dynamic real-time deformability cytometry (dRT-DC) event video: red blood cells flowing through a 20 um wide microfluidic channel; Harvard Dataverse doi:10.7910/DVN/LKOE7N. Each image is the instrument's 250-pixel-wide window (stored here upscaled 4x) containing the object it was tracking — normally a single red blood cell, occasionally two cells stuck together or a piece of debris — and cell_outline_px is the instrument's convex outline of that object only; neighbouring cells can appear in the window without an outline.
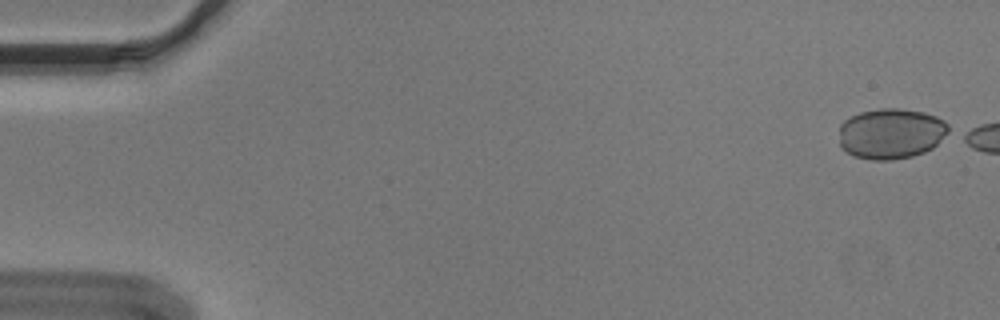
{"species": "Egyptian fruit bat (a non-hibernating species)", "species_latin": "Rousettus aegyptiacus", "temperature_condition": "cold", "stored_images_in_passage": 5, "camera_frame_rate_fps": 3000, "um_per_image_px": 0.085, "animal": {"sex": "male"}, "frame": {"image": 1, "passage_image": 1, "time_ms": 0.0, "image_size_px": [1000, 320], "cell_outline_px": [[948, 132], [932, 148], [924, 152], [912, 156], [892, 160], [872, 160], [852, 156], [840, 148], [840, 124], [844, 120], [860, 112], [880, 108], [900, 108], [924, 112], [936, 116], [944, 120], [948, 124]], "centroid_in_image_um": [75.71, 11.35], "position_along_channel_um": 9.3, "area_um2": 32.43}}